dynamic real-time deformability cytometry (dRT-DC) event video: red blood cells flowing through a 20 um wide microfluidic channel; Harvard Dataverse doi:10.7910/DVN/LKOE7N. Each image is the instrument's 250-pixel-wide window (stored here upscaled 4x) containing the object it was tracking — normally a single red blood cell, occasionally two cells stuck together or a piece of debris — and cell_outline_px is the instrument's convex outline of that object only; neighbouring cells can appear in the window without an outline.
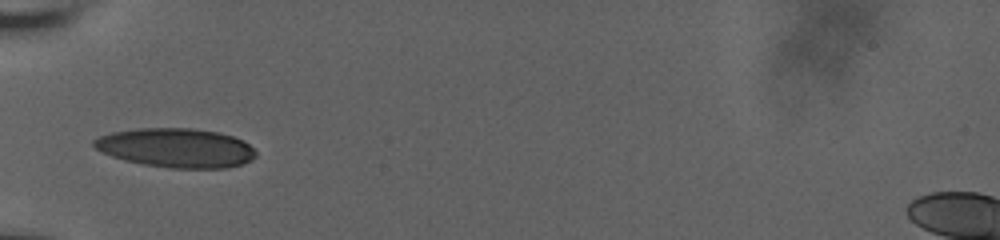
{"species": "human", "species_latin": "Homo sapiens", "temperature_condition": "room temperature", "stored_images_in_passage": 11, "camera_frame_rate_fps": 3000, "um_per_image_px": 0.085, "donor": {"sex": "male"}, "frame": {"image": 1, "passage_image": 1, "time_ms": 0.0, "image_size_px": [1000, 240], "cell_outline_px": [[256, 156], [252, 160], [244, 164], [224, 168], [168, 168], [144, 164], [124, 160], [112, 156], [96, 148], [92, 144], [92, 140], [100, 136], [112, 132], [136, 128], [192, 128], [220, 132], [244, 140], [256, 152]], "centroid_in_image_um": [14.99, 12.56], "position_along_channel_um": 70.0, "area_um2": 37.11}}
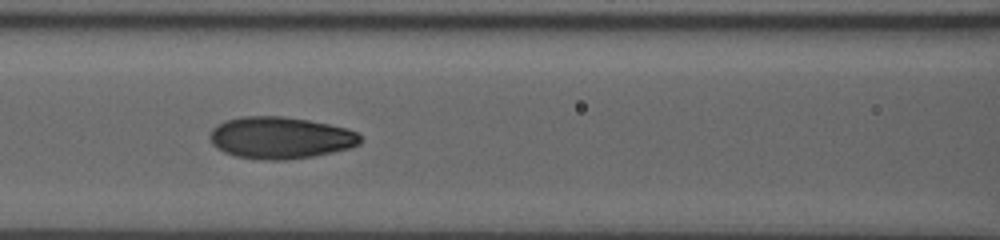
{"frame": {"image": 2, "passage_image": 7, "time_ms": 2.0, "image_size_px": [1000, 240], "cell_outline_px": [[360, 144], [352, 148], [312, 156], [284, 160], [264, 160], [236, 156], [224, 152], [216, 148], [212, 144], [208, 136], [212, 128], [216, 124], [224, 120], [240, 116], [284, 116], [308, 120], [348, 128], [356, 132], [360, 136]], "centroid_in_image_um": [23.79, 11.7], "position_along_channel_um": 142.8, "area_um2": 36.99}}
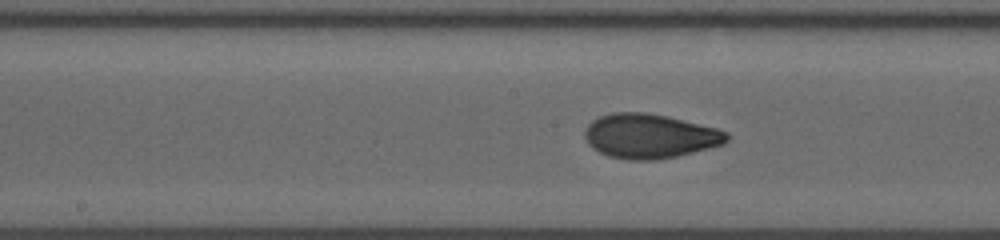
{"frame": {"image": 3, "passage_image": 10, "time_ms": 3.333, "image_size_px": [1000, 240], "cell_outline_px": [[728, 140], [724, 144], [676, 156], [656, 160], [628, 160], [608, 156], [592, 148], [588, 144], [584, 136], [584, 128], [592, 120], [600, 116], [612, 112], [644, 112], [668, 116], [716, 128], [728, 132]], "centroid_in_image_um": [55.19, 11.56], "position_along_channel_um": 193.0, "area_um2": 36.88}}